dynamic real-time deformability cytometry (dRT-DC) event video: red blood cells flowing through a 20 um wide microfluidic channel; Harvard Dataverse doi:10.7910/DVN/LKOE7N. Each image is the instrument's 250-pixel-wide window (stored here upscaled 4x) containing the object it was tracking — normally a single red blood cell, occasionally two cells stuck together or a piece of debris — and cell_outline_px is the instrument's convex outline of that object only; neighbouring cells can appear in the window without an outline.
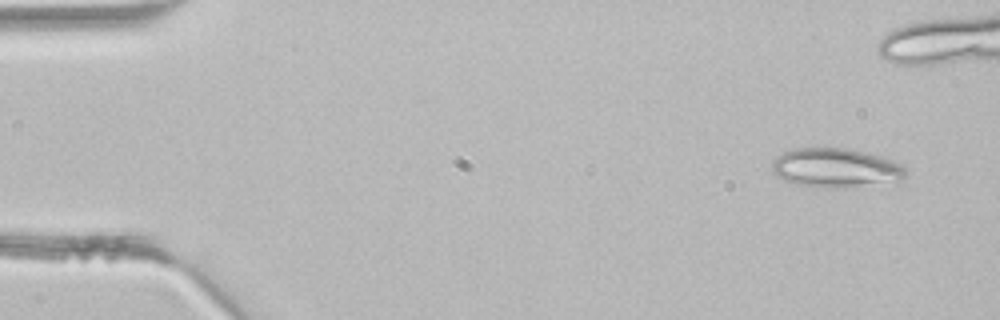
{"species": "common noctule bat (a hibernating species)", "species_latin": "Nyctalus noctula", "temperature_condition": "room temperature", "stored_images_in_passage": 34, "camera_frame_rate_fps": 3000, "um_per_image_px": 0.085, "animal": {"sex": "male", "body_mass_g": 21.5, "forearm_length_mm": 52.0}, "frame": {"image": 1, "passage_image": 1, "time_ms": 0.0, "image_size_px": [1000, 320], "cell_outline_px": [[908, 172], [904, 180], [836, 188], [824, 188], [796, 184], [784, 180], [776, 176], [772, 172], [772, 160], [784, 152], [796, 148], [848, 148], [880, 156], [892, 160], [900, 164]], "centroid_in_image_um": [71.02, 14.27], "position_along_channel_um": 14.0, "area_um2": 30.46}}
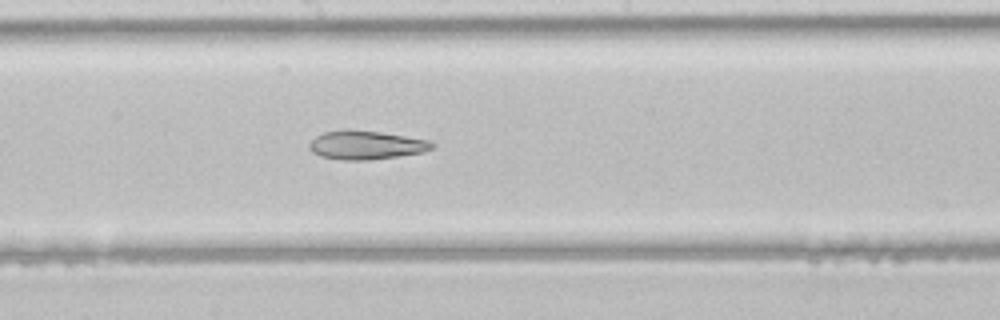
{"frame": {"image": 2, "passage_image": 21, "time_ms": 6.667, "image_size_px": [1000, 320], "cell_outline_px": [[436, 144], [432, 148], [424, 152], [368, 160], [344, 160], [320, 156], [312, 152], [308, 148], [308, 144], [316, 136], [324, 132], [380, 132], [428, 140]], "centroid_in_image_um": [31.13, 12.37], "position_along_channel_um": 217.1, "area_um2": 19.77}}
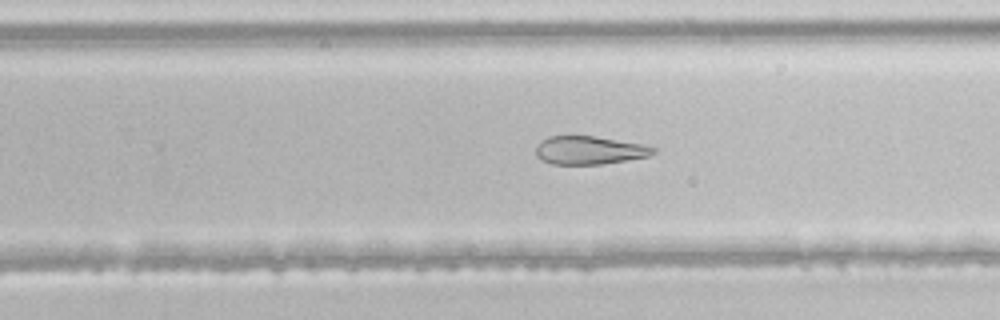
{"frame": {"image": 3, "passage_image": 25, "time_ms": 8.0, "image_size_px": [1000, 320], "cell_outline_px": [[656, 152], [648, 156], [600, 164], [552, 164], [536, 156], [536, 144], [540, 140], [548, 136], [592, 136], [640, 144], [656, 148]], "centroid_in_image_um": [50.03, 12.76], "position_along_channel_um": 279.8, "area_um2": 19.02}}